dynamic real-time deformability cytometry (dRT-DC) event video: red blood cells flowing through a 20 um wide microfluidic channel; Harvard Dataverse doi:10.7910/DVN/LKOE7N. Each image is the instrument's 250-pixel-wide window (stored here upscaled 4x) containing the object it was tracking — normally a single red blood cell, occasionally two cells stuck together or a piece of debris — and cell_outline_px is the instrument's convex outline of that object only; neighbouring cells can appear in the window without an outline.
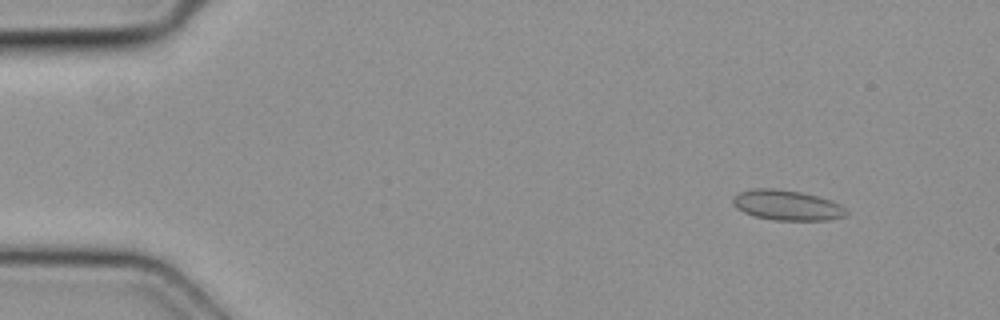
{"species": "common noctule bat (a hibernating species)", "species_latin": "Nyctalus noctula", "temperature_condition": "cold", "stored_images_in_passage": 45, "camera_frame_rate_fps": 3000, "um_per_image_px": 0.085, "animal": {"sex": "female", "body_mass_g": 19.3, "forearm_length_mm": 54.1}, "frame": {"image": 1, "passage_image": 1, "time_ms": 0.0, "image_size_px": [1000, 320], "cell_outline_px": [[848, 216], [828, 220], [772, 220], [752, 216], [736, 208], [732, 204], [732, 200], [740, 192], [752, 188], [776, 188], [800, 192], [832, 200], [840, 204], [848, 212]], "centroid_in_image_um": [66.9, 17.45], "position_along_channel_um": 18.1, "area_um2": 20.11}}
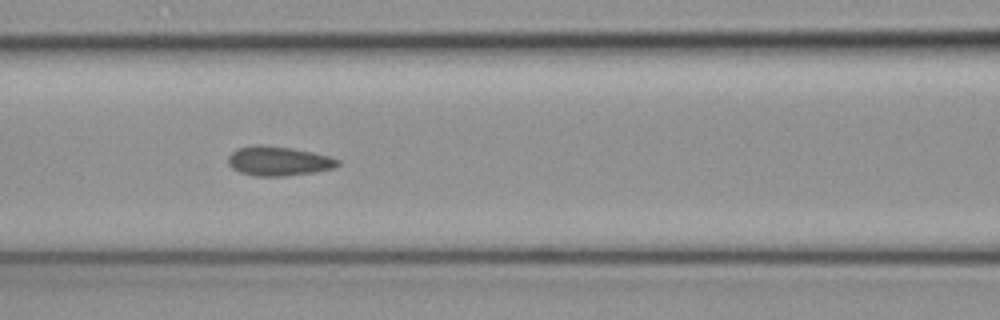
{"frame": {"image": 2, "passage_image": 17, "time_ms": 5.333, "image_size_px": [1000, 320], "cell_outline_px": [[340, 164], [332, 168], [312, 172], [284, 176], [256, 176], [240, 172], [232, 168], [228, 164], [228, 156], [236, 148], [256, 144], [260, 144], [292, 148], [312, 152], [328, 156], [340, 160]], "centroid_in_image_um": [23.63, 13.68], "position_along_channel_um": 143.0, "area_um2": 18.73}}
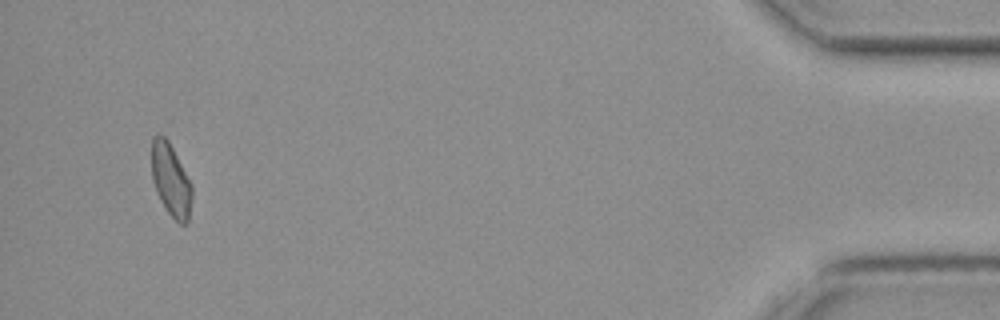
{"frame": {"image": 3, "passage_image": 42, "time_ms": 13.667, "image_size_px": [1000, 320], "cell_outline_px": [[192, 196], [188, 220], [184, 224], [180, 224], [168, 212], [160, 200], [156, 192], [152, 180], [152, 136], [160, 132], [168, 140], [192, 184]], "centroid_in_image_um": [14.51, 15.27], "position_along_channel_um": 420.7, "area_um2": 17.05}}